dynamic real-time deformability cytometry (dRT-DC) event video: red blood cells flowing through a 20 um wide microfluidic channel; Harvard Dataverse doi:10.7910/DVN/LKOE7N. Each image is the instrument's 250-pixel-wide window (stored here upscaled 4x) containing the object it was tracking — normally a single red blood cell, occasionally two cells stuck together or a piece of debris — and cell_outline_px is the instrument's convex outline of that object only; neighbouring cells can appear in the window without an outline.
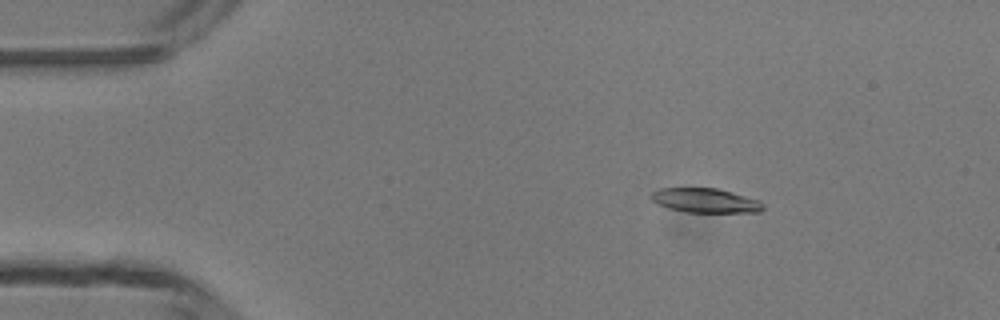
{"species": "common noctule bat (a hibernating species)", "species_latin": "Nyctalus noctula", "temperature_condition": "room temperature", "stored_images_in_passage": 48, "camera_frame_rate_fps": 3000, "um_per_image_px": 0.085, "animal": {"sex": "male", "body_mass_g": 13.3}, "frame": {"image": 1, "passage_image": 8, "time_ms": 2.333, "image_size_px": [1000, 320], "cell_outline_px": [[764, 208], [760, 212], [684, 212], [668, 208], [652, 200], [648, 196], [652, 192], [660, 188], [716, 188], [732, 192], [760, 200], [764, 204]], "centroid_in_image_um": [59.96, 17.04], "position_along_channel_um": 25.0, "area_um2": 15.95}}
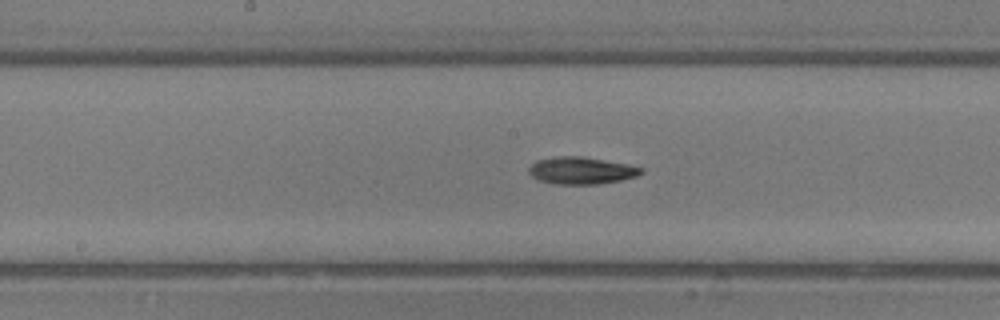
{"frame": {"image": 2, "passage_image": 25, "time_ms": 8.0, "image_size_px": [1000, 320], "cell_outline_px": [[644, 172], [636, 176], [620, 180], [596, 184], [552, 184], [536, 180], [528, 172], [528, 168], [536, 160], [560, 156], [580, 156], [628, 164], [644, 168]], "centroid_in_image_um": [49.38, 14.5], "position_along_channel_um": 198.8, "area_um2": 17.8}}
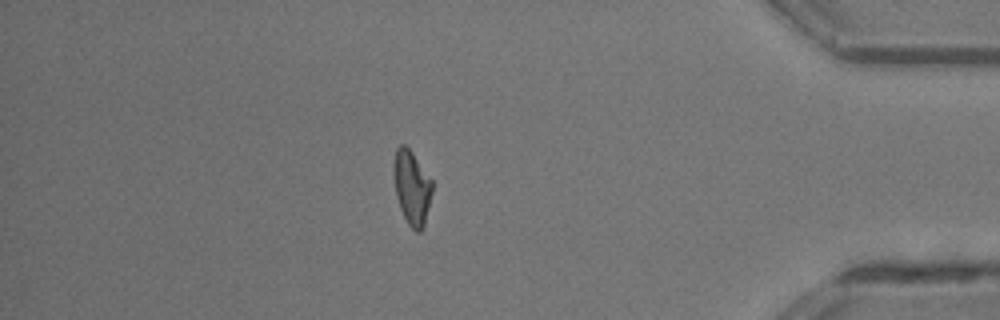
{"frame": {"image": 3, "passage_image": 42, "time_ms": 13.667, "image_size_px": [1000, 320], "cell_outline_px": [[432, 192], [424, 224], [420, 232], [416, 232], [408, 224], [400, 208], [396, 196], [392, 168], [392, 164], [396, 148], [400, 144], [404, 144], [412, 152], [432, 180]], "centroid_in_image_um": [34.98, 15.9], "position_along_channel_um": 400.2, "area_um2": 16.65}, "authors_computed_cell_mechanics": {"area_um2": 16.9354, "velocity_mm_per_s": 4.285, "shape_relaxation_time_tau1_ms": 4.5463, "shape_relaxation_time_tau2_ms": 6.5367, "deformation_change_tau1": 0.1568, "deformation_change_tau2": 0.1739}}